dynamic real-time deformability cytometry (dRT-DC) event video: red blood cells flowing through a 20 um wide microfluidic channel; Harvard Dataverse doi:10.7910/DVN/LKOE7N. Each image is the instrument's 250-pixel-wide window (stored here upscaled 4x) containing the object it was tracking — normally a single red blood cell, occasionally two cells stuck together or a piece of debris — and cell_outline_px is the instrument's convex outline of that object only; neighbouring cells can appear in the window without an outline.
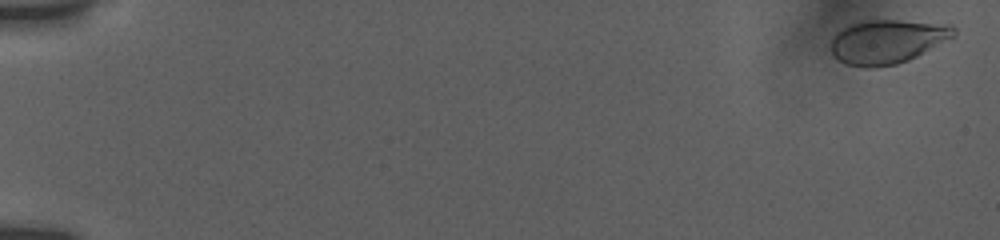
{"species": "human", "species_latin": "Homo sapiens", "temperature_condition": "room temperature", "stored_images_in_passage": 13, "camera_frame_rate_fps": 3000, "um_per_image_px": 0.085, "donor": {"sex": "female"}, "frame": {"image": 1, "passage_image": 1, "time_ms": 0.0, "image_size_px": [1000, 240], "cell_outline_px": [[956, 36], [908, 60], [896, 64], [868, 68], [864, 68], [844, 64], [832, 56], [832, 36], [840, 28], [848, 24], [864, 20], [900, 20], [952, 24], [956, 28]], "centroid_in_image_um": [75.41, 3.52], "position_along_channel_um": 9.6, "area_um2": 31.96}}
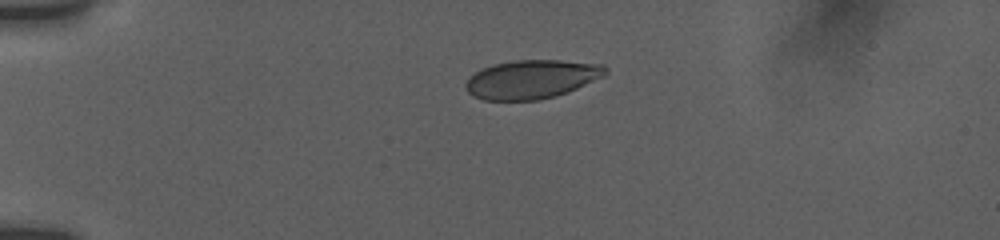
{"frame": {"image": 2, "passage_image": 10, "time_ms": 4.333, "image_size_px": [1000, 240], "cell_outline_px": [[608, 72], [604, 76], [576, 88], [556, 96], [536, 100], [484, 100], [472, 96], [468, 92], [464, 84], [468, 76], [480, 68], [492, 64], [516, 60], [560, 60], [604, 64], [608, 68]], "centroid_in_image_um": [45.16, 6.72], "position_along_channel_um": 39.8, "area_um2": 31.79}}